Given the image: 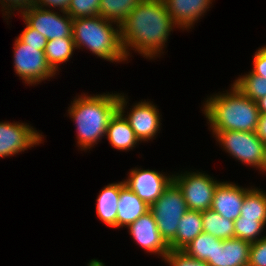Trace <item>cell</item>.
<instances>
[{"label":"cell","instance_id":"obj_1","mask_svg":"<svg viewBox=\"0 0 266 266\" xmlns=\"http://www.w3.org/2000/svg\"><path fill=\"white\" fill-rule=\"evenodd\" d=\"M174 27L163 0H143L120 25L126 58L131 48L146 59L161 56Z\"/></svg>","mask_w":266,"mask_h":266},{"label":"cell","instance_id":"obj_2","mask_svg":"<svg viewBox=\"0 0 266 266\" xmlns=\"http://www.w3.org/2000/svg\"><path fill=\"white\" fill-rule=\"evenodd\" d=\"M227 93L210 95L203 104V114L212 132H255L260 118L257 102L231 84Z\"/></svg>","mask_w":266,"mask_h":266},{"label":"cell","instance_id":"obj_3","mask_svg":"<svg viewBox=\"0 0 266 266\" xmlns=\"http://www.w3.org/2000/svg\"><path fill=\"white\" fill-rule=\"evenodd\" d=\"M119 93L78 95L68 107V115L77 129L78 147L88 150L105 135L110 119L118 111Z\"/></svg>","mask_w":266,"mask_h":266},{"label":"cell","instance_id":"obj_4","mask_svg":"<svg viewBox=\"0 0 266 266\" xmlns=\"http://www.w3.org/2000/svg\"><path fill=\"white\" fill-rule=\"evenodd\" d=\"M99 15L73 19L72 37L76 49L86 47L92 54L110 62L127 61L121 42L120 25Z\"/></svg>","mask_w":266,"mask_h":266},{"label":"cell","instance_id":"obj_5","mask_svg":"<svg viewBox=\"0 0 266 266\" xmlns=\"http://www.w3.org/2000/svg\"><path fill=\"white\" fill-rule=\"evenodd\" d=\"M188 211L183 193L172 181L162 195L150 205L162 238L169 245L176 236L179 220Z\"/></svg>","mask_w":266,"mask_h":266},{"label":"cell","instance_id":"obj_6","mask_svg":"<svg viewBox=\"0 0 266 266\" xmlns=\"http://www.w3.org/2000/svg\"><path fill=\"white\" fill-rule=\"evenodd\" d=\"M14 70L25 84L36 85L55 76L47 63L44 50L39 46L23 43L18 37L14 42Z\"/></svg>","mask_w":266,"mask_h":266},{"label":"cell","instance_id":"obj_7","mask_svg":"<svg viewBox=\"0 0 266 266\" xmlns=\"http://www.w3.org/2000/svg\"><path fill=\"white\" fill-rule=\"evenodd\" d=\"M216 141L234 159L260 169L264 156L265 143L255 132L222 131L213 132Z\"/></svg>","mask_w":266,"mask_h":266},{"label":"cell","instance_id":"obj_8","mask_svg":"<svg viewBox=\"0 0 266 266\" xmlns=\"http://www.w3.org/2000/svg\"><path fill=\"white\" fill-rule=\"evenodd\" d=\"M213 178L199 171L173 174V181L181 189L188 210L211 209L214 191L220 183Z\"/></svg>","mask_w":266,"mask_h":266},{"label":"cell","instance_id":"obj_9","mask_svg":"<svg viewBox=\"0 0 266 266\" xmlns=\"http://www.w3.org/2000/svg\"><path fill=\"white\" fill-rule=\"evenodd\" d=\"M127 98L124 94H119L118 111L125 117L129 125L133 129L137 139L141 142L154 139L153 137L160 130L161 118L157 106L150 101L144 100L132 106L130 113L124 114L127 106ZM126 115V116H125Z\"/></svg>","mask_w":266,"mask_h":266},{"label":"cell","instance_id":"obj_10","mask_svg":"<svg viewBox=\"0 0 266 266\" xmlns=\"http://www.w3.org/2000/svg\"><path fill=\"white\" fill-rule=\"evenodd\" d=\"M57 12L40 7H32L21 15L23 21L41 33L47 40L72 37L73 18L67 12Z\"/></svg>","mask_w":266,"mask_h":266},{"label":"cell","instance_id":"obj_11","mask_svg":"<svg viewBox=\"0 0 266 266\" xmlns=\"http://www.w3.org/2000/svg\"><path fill=\"white\" fill-rule=\"evenodd\" d=\"M43 138L42 133L27 123L0 122V158L24 152L42 143Z\"/></svg>","mask_w":266,"mask_h":266},{"label":"cell","instance_id":"obj_12","mask_svg":"<svg viewBox=\"0 0 266 266\" xmlns=\"http://www.w3.org/2000/svg\"><path fill=\"white\" fill-rule=\"evenodd\" d=\"M173 181V174L166 176L162 172L149 169L133 168L124 183L142 201L152 205Z\"/></svg>","mask_w":266,"mask_h":266},{"label":"cell","instance_id":"obj_13","mask_svg":"<svg viewBox=\"0 0 266 266\" xmlns=\"http://www.w3.org/2000/svg\"><path fill=\"white\" fill-rule=\"evenodd\" d=\"M129 233L147 253L158 254L165 259L170 252L169 245L162 238L153 214L148 211L128 226Z\"/></svg>","mask_w":266,"mask_h":266},{"label":"cell","instance_id":"obj_14","mask_svg":"<svg viewBox=\"0 0 266 266\" xmlns=\"http://www.w3.org/2000/svg\"><path fill=\"white\" fill-rule=\"evenodd\" d=\"M249 189L233 182L221 181L214 191L211 209L226 219L235 221L240 217L244 197Z\"/></svg>","mask_w":266,"mask_h":266},{"label":"cell","instance_id":"obj_15","mask_svg":"<svg viewBox=\"0 0 266 266\" xmlns=\"http://www.w3.org/2000/svg\"><path fill=\"white\" fill-rule=\"evenodd\" d=\"M173 22L183 30L191 27L205 15L213 0H163Z\"/></svg>","mask_w":266,"mask_h":266},{"label":"cell","instance_id":"obj_16","mask_svg":"<svg viewBox=\"0 0 266 266\" xmlns=\"http://www.w3.org/2000/svg\"><path fill=\"white\" fill-rule=\"evenodd\" d=\"M250 242L239 238L224 239L216 247L213 261L208 266H248Z\"/></svg>","mask_w":266,"mask_h":266},{"label":"cell","instance_id":"obj_17","mask_svg":"<svg viewBox=\"0 0 266 266\" xmlns=\"http://www.w3.org/2000/svg\"><path fill=\"white\" fill-rule=\"evenodd\" d=\"M117 229L128 227L140 216L150 211V206L142 201L123 181H120V195L117 208Z\"/></svg>","mask_w":266,"mask_h":266},{"label":"cell","instance_id":"obj_18","mask_svg":"<svg viewBox=\"0 0 266 266\" xmlns=\"http://www.w3.org/2000/svg\"><path fill=\"white\" fill-rule=\"evenodd\" d=\"M110 145L120 151H128L140 142L125 117L117 111L110 119L106 135Z\"/></svg>","mask_w":266,"mask_h":266},{"label":"cell","instance_id":"obj_19","mask_svg":"<svg viewBox=\"0 0 266 266\" xmlns=\"http://www.w3.org/2000/svg\"><path fill=\"white\" fill-rule=\"evenodd\" d=\"M201 233H203L201 211L188 210L179 220L175 239L169 244L170 250H182Z\"/></svg>","mask_w":266,"mask_h":266},{"label":"cell","instance_id":"obj_20","mask_svg":"<svg viewBox=\"0 0 266 266\" xmlns=\"http://www.w3.org/2000/svg\"><path fill=\"white\" fill-rule=\"evenodd\" d=\"M120 195V182L105 186L96 201V212L101 221L109 227L117 228V208Z\"/></svg>","mask_w":266,"mask_h":266},{"label":"cell","instance_id":"obj_21","mask_svg":"<svg viewBox=\"0 0 266 266\" xmlns=\"http://www.w3.org/2000/svg\"><path fill=\"white\" fill-rule=\"evenodd\" d=\"M75 49L73 37L48 40L44 50L47 63L57 73L59 64L68 61L73 56Z\"/></svg>","mask_w":266,"mask_h":266},{"label":"cell","instance_id":"obj_22","mask_svg":"<svg viewBox=\"0 0 266 266\" xmlns=\"http://www.w3.org/2000/svg\"><path fill=\"white\" fill-rule=\"evenodd\" d=\"M222 242L223 240L203 232L193 239L181 251L190 258L205 261L207 263L208 261H213L216 253V247Z\"/></svg>","mask_w":266,"mask_h":266},{"label":"cell","instance_id":"obj_23","mask_svg":"<svg viewBox=\"0 0 266 266\" xmlns=\"http://www.w3.org/2000/svg\"><path fill=\"white\" fill-rule=\"evenodd\" d=\"M143 0H101L98 15L114 22L115 27L121 25L129 14Z\"/></svg>","mask_w":266,"mask_h":266},{"label":"cell","instance_id":"obj_24","mask_svg":"<svg viewBox=\"0 0 266 266\" xmlns=\"http://www.w3.org/2000/svg\"><path fill=\"white\" fill-rule=\"evenodd\" d=\"M203 232L224 240L234 238V221L226 219L212 209L201 211Z\"/></svg>","mask_w":266,"mask_h":266},{"label":"cell","instance_id":"obj_25","mask_svg":"<svg viewBox=\"0 0 266 266\" xmlns=\"http://www.w3.org/2000/svg\"><path fill=\"white\" fill-rule=\"evenodd\" d=\"M240 216L261 221L266 226V192L251 187L245 194Z\"/></svg>","mask_w":266,"mask_h":266},{"label":"cell","instance_id":"obj_26","mask_svg":"<svg viewBox=\"0 0 266 266\" xmlns=\"http://www.w3.org/2000/svg\"><path fill=\"white\" fill-rule=\"evenodd\" d=\"M233 85L255 102L266 96V79L252 72L238 77Z\"/></svg>","mask_w":266,"mask_h":266},{"label":"cell","instance_id":"obj_27","mask_svg":"<svg viewBox=\"0 0 266 266\" xmlns=\"http://www.w3.org/2000/svg\"><path fill=\"white\" fill-rule=\"evenodd\" d=\"M263 228L265 229V225L261 221L240 216L234 221V238L250 243L256 242L265 237L261 235Z\"/></svg>","mask_w":266,"mask_h":266},{"label":"cell","instance_id":"obj_28","mask_svg":"<svg viewBox=\"0 0 266 266\" xmlns=\"http://www.w3.org/2000/svg\"><path fill=\"white\" fill-rule=\"evenodd\" d=\"M101 0H70L67 13L73 19L97 16Z\"/></svg>","mask_w":266,"mask_h":266},{"label":"cell","instance_id":"obj_29","mask_svg":"<svg viewBox=\"0 0 266 266\" xmlns=\"http://www.w3.org/2000/svg\"><path fill=\"white\" fill-rule=\"evenodd\" d=\"M164 261L170 266H208L205 261L190 258L181 250H170Z\"/></svg>","mask_w":266,"mask_h":266},{"label":"cell","instance_id":"obj_30","mask_svg":"<svg viewBox=\"0 0 266 266\" xmlns=\"http://www.w3.org/2000/svg\"><path fill=\"white\" fill-rule=\"evenodd\" d=\"M248 266H266V236L251 243Z\"/></svg>","mask_w":266,"mask_h":266},{"label":"cell","instance_id":"obj_31","mask_svg":"<svg viewBox=\"0 0 266 266\" xmlns=\"http://www.w3.org/2000/svg\"><path fill=\"white\" fill-rule=\"evenodd\" d=\"M24 23L26 24V27L22 30L21 34H19L18 38L23 43L39 46V50H45L48 40L37 30L31 28L25 21Z\"/></svg>","mask_w":266,"mask_h":266},{"label":"cell","instance_id":"obj_32","mask_svg":"<svg viewBox=\"0 0 266 266\" xmlns=\"http://www.w3.org/2000/svg\"><path fill=\"white\" fill-rule=\"evenodd\" d=\"M1 8L3 11V16H7V20L9 19L10 15L13 11L18 10L21 14L28 9L36 6V0H0ZM7 10V11H5ZM5 11V12H4ZM11 11V12H10Z\"/></svg>","mask_w":266,"mask_h":266},{"label":"cell","instance_id":"obj_33","mask_svg":"<svg viewBox=\"0 0 266 266\" xmlns=\"http://www.w3.org/2000/svg\"><path fill=\"white\" fill-rule=\"evenodd\" d=\"M253 57L251 72L266 79V46L259 48Z\"/></svg>","mask_w":266,"mask_h":266},{"label":"cell","instance_id":"obj_34","mask_svg":"<svg viewBox=\"0 0 266 266\" xmlns=\"http://www.w3.org/2000/svg\"><path fill=\"white\" fill-rule=\"evenodd\" d=\"M70 0H36V6L43 8V9H49L55 8L62 13L66 12L67 8L69 6ZM57 7V8H56Z\"/></svg>","mask_w":266,"mask_h":266},{"label":"cell","instance_id":"obj_35","mask_svg":"<svg viewBox=\"0 0 266 266\" xmlns=\"http://www.w3.org/2000/svg\"><path fill=\"white\" fill-rule=\"evenodd\" d=\"M255 133L264 143H266V114L260 115Z\"/></svg>","mask_w":266,"mask_h":266},{"label":"cell","instance_id":"obj_36","mask_svg":"<svg viewBox=\"0 0 266 266\" xmlns=\"http://www.w3.org/2000/svg\"><path fill=\"white\" fill-rule=\"evenodd\" d=\"M257 105H258L260 115L266 114V96L259 99L257 101Z\"/></svg>","mask_w":266,"mask_h":266},{"label":"cell","instance_id":"obj_37","mask_svg":"<svg viewBox=\"0 0 266 266\" xmlns=\"http://www.w3.org/2000/svg\"><path fill=\"white\" fill-rule=\"evenodd\" d=\"M259 171H262L263 173L266 172V143H265V148H264L263 161H262V165H261Z\"/></svg>","mask_w":266,"mask_h":266}]
</instances>
